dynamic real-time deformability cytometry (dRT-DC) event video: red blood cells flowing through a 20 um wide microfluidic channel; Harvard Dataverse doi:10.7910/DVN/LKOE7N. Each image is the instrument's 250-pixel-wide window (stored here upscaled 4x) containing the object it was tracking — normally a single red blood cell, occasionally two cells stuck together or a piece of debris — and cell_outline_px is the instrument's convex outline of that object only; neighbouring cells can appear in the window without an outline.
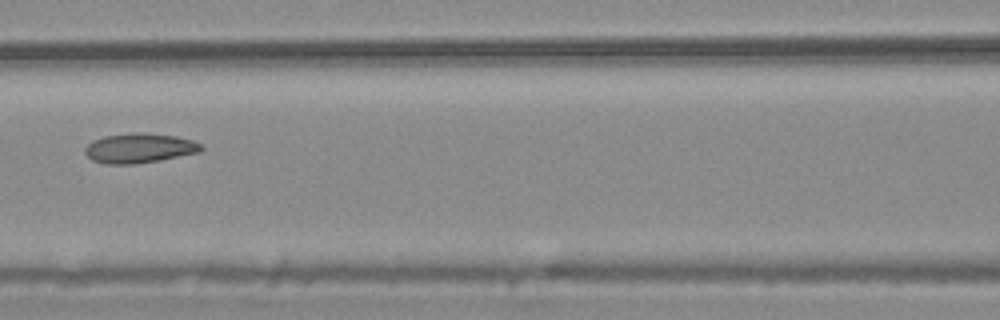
{"species": "common noctule bat (a hibernating species)", "species_latin": "Nyctalus noctula", "temperature_condition": "warm", "stored_images_in_passage": 7, "camera_frame_rate_fps": 3000, "um_per_image_px": 0.085, "animal": {"sex": "male", "body_mass_g": 20.4}, "frame": {"image": 1, "passage_image": 7, "time_ms": 2.0, "image_size_px": [1000, 320], "cell_outline_px": [[204, 148], [200, 152], [160, 160], [132, 164], [104, 164], [92, 160], [84, 152], [84, 148], [92, 140], [104, 136], [136, 132], [140, 132], [176, 136], [192, 140], [204, 144]], "centroid_in_image_um": [11.86, 12.59], "position_along_channel_um": 154.7, "area_um2": 20.23}}